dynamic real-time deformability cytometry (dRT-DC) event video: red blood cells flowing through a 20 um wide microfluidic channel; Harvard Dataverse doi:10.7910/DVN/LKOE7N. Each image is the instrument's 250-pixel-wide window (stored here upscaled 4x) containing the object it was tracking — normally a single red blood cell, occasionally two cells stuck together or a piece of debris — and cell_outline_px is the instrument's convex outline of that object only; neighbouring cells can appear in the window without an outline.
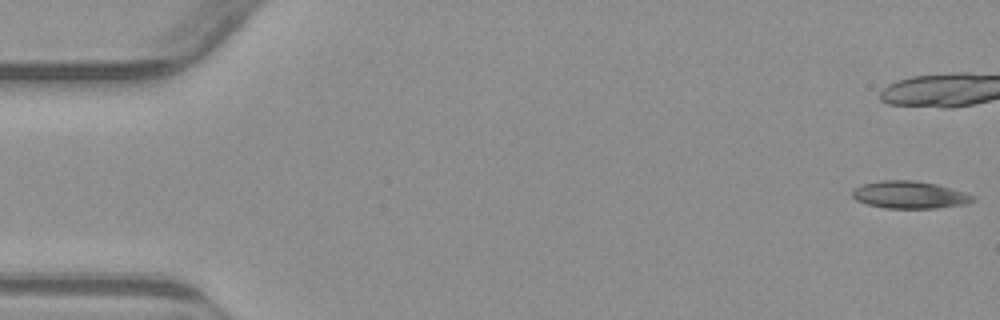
{"species": "common noctule bat (a hibernating species)", "species_latin": "Nyctalus noctula", "temperature_condition": "warm", "stored_images_in_passage": 43, "camera_frame_rate_fps": 3000, "um_per_image_px": 0.085, "animal": {"sex": "male", "body_mass_g": 23.1, "forearm_length_mm": 52.7}, "frame": {"image": 1, "passage_image": 1, "time_ms": 0.0, "image_size_px": [1000, 320], "cell_outline_px": [[976, 200], [964, 204], [936, 208], [884, 208], [868, 204], [856, 200], [852, 196], [852, 188], [864, 184], [880, 180], [916, 180], [936, 184], [968, 192], [976, 196]], "centroid_in_image_um": [77.35, 16.55], "position_along_channel_um": 7.7, "area_um2": 19.42}}